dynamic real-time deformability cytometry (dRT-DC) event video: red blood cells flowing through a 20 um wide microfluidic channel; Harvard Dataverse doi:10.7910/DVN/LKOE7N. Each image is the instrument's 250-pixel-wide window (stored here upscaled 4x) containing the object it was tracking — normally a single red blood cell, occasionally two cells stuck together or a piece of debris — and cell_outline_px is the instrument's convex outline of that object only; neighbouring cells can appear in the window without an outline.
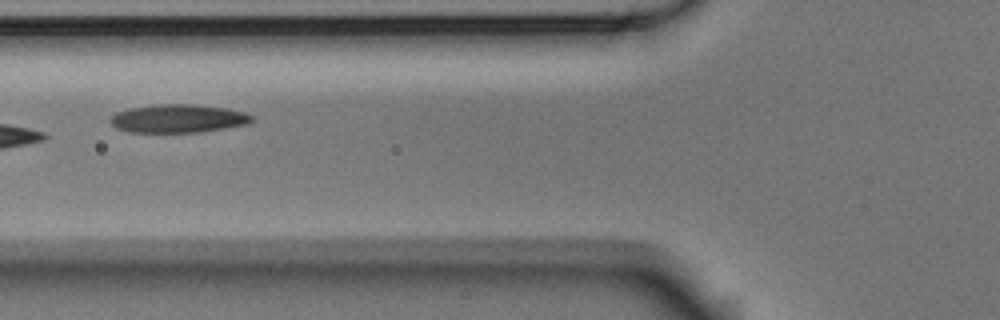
{"species": "Egyptian fruit bat (a non-hibernating species)", "species_latin": "Rousettus aegyptiacus", "temperature_condition": "room temperature", "stored_images_in_passage": 10, "camera_frame_rate_fps": 3000, "um_per_image_px": 0.085, "animal": {"sex": "male"}, "frame": {"image": 1, "passage_image": 7, "time_ms": 2.0, "image_size_px": [1000, 320], "cell_outline_px": [[252, 120], [248, 124], [204, 132], [128, 132], [116, 128], [108, 120], [116, 112], [128, 108], [156, 104], [192, 104], [228, 108], [244, 112], [252, 116]], "centroid_in_image_um": [15.13, 10.07], "position_along_channel_um": 110.7, "area_um2": 23.52}}
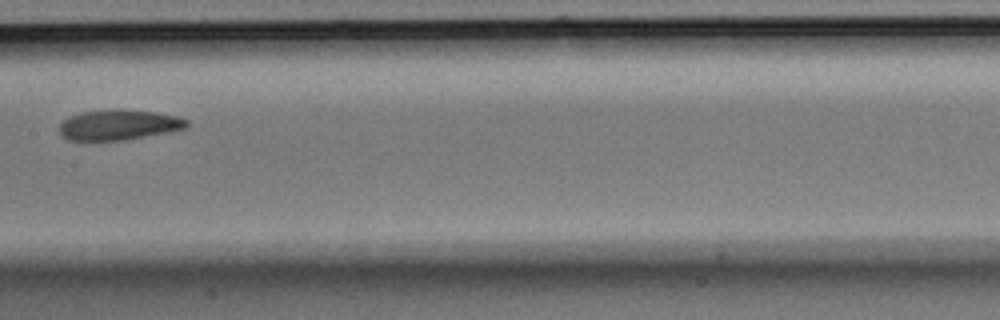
{"frame": {"image": 2, "passage_image": 9, "time_ms": 2.667, "image_size_px": [1000, 320], "cell_outline_px": [[188, 124], [184, 128], [168, 132], [124, 140], [68, 140], [60, 132], [60, 124], [68, 116], [80, 112], [112, 108], [120, 108], [156, 112], [180, 116], [188, 120]], "centroid_in_image_um": [10.1, 10.58], "position_along_channel_um": 197.3, "area_um2": 22.72}}
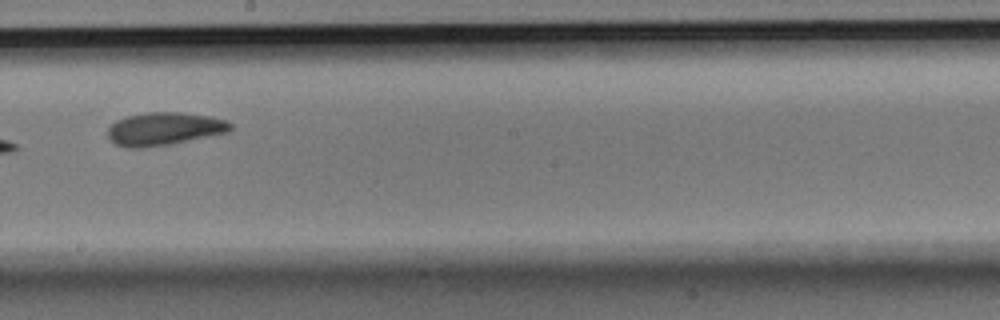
{"frame": {"image": 3, "passage_image": 10, "time_ms": 3.0, "image_size_px": [1000, 320], "cell_outline_px": [[232, 128], [228, 132], [168, 144], [144, 148], [128, 148], [116, 144], [108, 136], [108, 128], [116, 120], [128, 116], [148, 112], [180, 112], [208, 116], [224, 120], [232, 124]], "centroid_in_image_um": [13.93, 10.95], "position_along_channel_um": 234.3, "area_um2": 23.24}}